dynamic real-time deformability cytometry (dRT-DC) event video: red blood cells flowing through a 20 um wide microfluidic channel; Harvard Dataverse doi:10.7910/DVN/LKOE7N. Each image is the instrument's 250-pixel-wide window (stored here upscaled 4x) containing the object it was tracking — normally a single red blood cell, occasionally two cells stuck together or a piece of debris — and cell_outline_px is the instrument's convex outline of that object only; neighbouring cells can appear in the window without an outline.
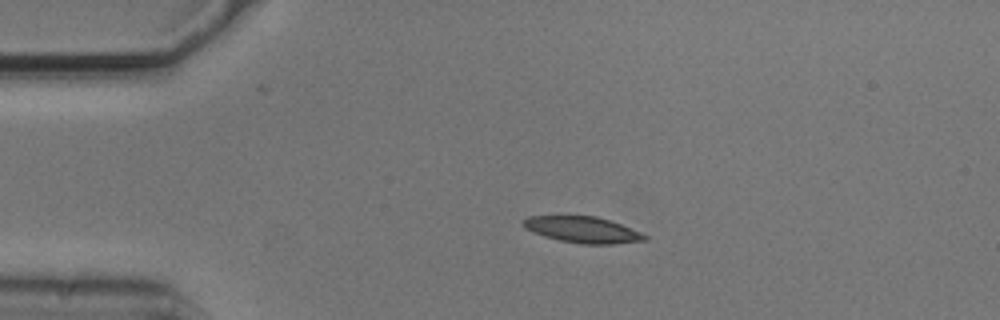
{"species": "common noctule bat (a hibernating species)", "species_latin": "Nyctalus noctula", "temperature_condition": "cold", "stored_images_in_passage": 6, "camera_frame_rate_fps": 3000, "um_per_image_px": 0.085, "animal": {"sex": "male", "body_mass_g": 20.5, "forearm_length_mm": 52.5}, "frame": {"image": 1, "passage_image": 1, "time_ms": 0.0, "image_size_px": [1000, 320], "cell_outline_px": [[648, 240], [616, 244], [580, 244], [560, 240], [544, 236], [532, 232], [524, 228], [520, 224], [520, 220], [528, 216], [596, 216], [620, 224], [640, 232], [648, 236]], "centroid_in_image_um": [49.48, 19.53], "position_along_channel_um": 35.5, "area_um2": 18.67}}